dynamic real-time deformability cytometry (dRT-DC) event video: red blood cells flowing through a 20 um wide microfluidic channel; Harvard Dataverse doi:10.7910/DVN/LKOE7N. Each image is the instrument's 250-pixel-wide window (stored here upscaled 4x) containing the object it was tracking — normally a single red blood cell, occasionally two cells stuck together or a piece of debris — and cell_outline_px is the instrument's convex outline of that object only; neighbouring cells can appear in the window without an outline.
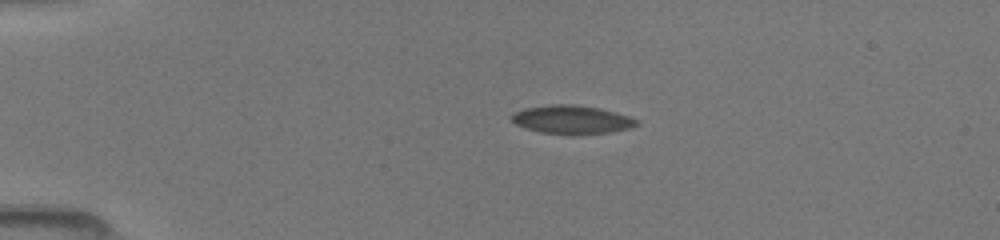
{"species": "common noctule bat (a hibernating species)", "species_latin": "Nyctalus noctula", "temperature_condition": "room temperature", "stored_images_in_passage": 6, "camera_frame_rate_fps": 3000, "um_per_image_px": 0.085, "animal": {"sex": "female", "body_mass_g": 19.5, "forearm_length_mm": 54.1}, "frame": {"image": 1, "passage_image": 4, "time_ms": 2.333, "image_size_px": [1000, 240], "cell_outline_px": [[640, 124], [632, 128], [608, 132], [540, 132], [516, 124], [512, 120], [512, 112], [524, 108], [552, 104], [576, 104], [600, 108], [616, 112], [628, 116], [636, 120]], "centroid_in_image_um": [48.61, 10.12], "position_along_channel_um": 36.4, "area_um2": 20.06}}